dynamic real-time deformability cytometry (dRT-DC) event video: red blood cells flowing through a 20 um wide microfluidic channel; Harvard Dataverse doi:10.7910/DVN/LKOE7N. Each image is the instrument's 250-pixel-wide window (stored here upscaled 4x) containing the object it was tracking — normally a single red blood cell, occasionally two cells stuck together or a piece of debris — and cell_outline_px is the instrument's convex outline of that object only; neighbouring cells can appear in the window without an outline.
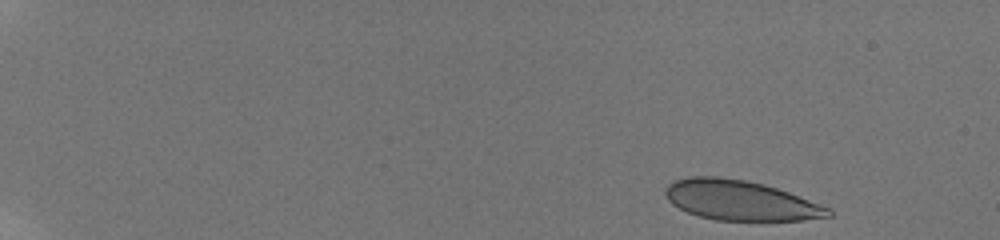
{"species": "human", "species_latin": "Homo sapiens", "temperature_condition": "room temperature", "stored_images_in_passage": 30, "camera_frame_rate_fps": 3000, "um_per_image_px": 0.085, "donor": {"sex": "male"}, "frame": {"image": 1, "passage_image": 1, "time_ms": 0.0, "image_size_px": [1000, 240], "cell_outline_px": [[832, 216], [804, 220], [716, 220], [700, 216], [688, 212], [672, 204], [668, 200], [664, 192], [664, 188], [668, 184], [676, 180], [688, 176], [720, 176], [744, 180], [764, 184], [788, 192], [828, 208], [832, 212]], "centroid_in_image_um": [62.88, 17.02], "position_along_channel_um": 22.1, "area_um2": 37.63}}
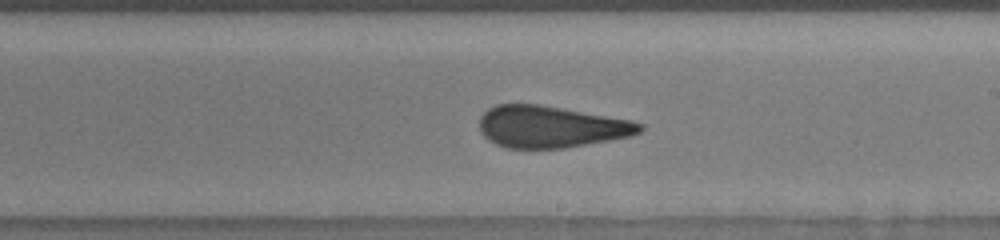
{"frame": {"image": 2, "passage_image": 18, "time_ms": 10.0, "image_size_px": [1000, 240], "cell_outline_px": [[644, 128], [640, 132], [632, 136], [564, 148], [508, 148], [496, 144], [488, 140], [480, 132], [480, 116], [488, 108], [496, 104], [540, 104], [632, 120], [644, 124]], "centroid_in_image_um": [46.83, 10.77], "position_along_channel_um": 242.2, "area_um2": 39.19}}
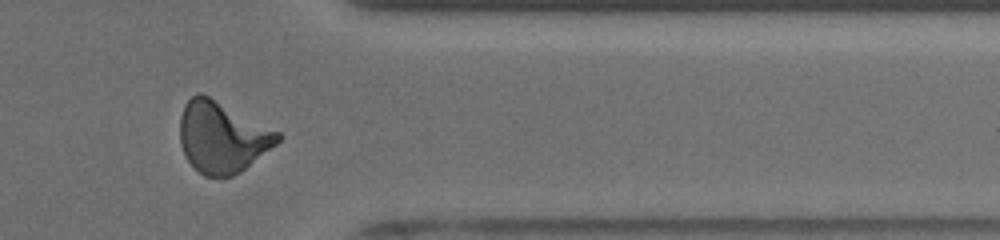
{"frame": {"image": 3, "passage_image": 26, "time_ms": 14.0, "image_size_px": [1000, 240], "cell_outline_px": [[280, 140], [276, 144], [240, 172], [232, 176], [204, 176], [188, 160], [180, 144], [180, 116], [184, 104], [192, 96], [200, 92], [280, 132]], "centroid_in_image_um": [18.86, 11.65], "position_along_channel_um": 392.5, "area_um2": 39.94}, "authors_computed_cell_mechanics": {"area_um2": 39.4485, "velocity_mm_per_s": 3.8653, "shape_relaxation_time_tau1_ms": null, "shape_relaxation_time_tau2_ms": 0.9097, "deformation_change_tau1": null, "deformation_change_tau2": 0.0531}}